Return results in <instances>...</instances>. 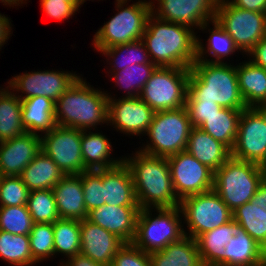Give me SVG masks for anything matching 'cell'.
Returning <instances> with one entry per match:
<instances>
[{
    "mask_svg": "<svg viewBox=\"0 0 266 266\" xmlns=\"http://www.w3.org/2000/svg\"><path fill=\"white\" fill-rule=\"evenodd\" d=\"M197 31L149 15L142 37L150 60L157 67L191 68L196 61Z\"/></svg>",
    "mask_w": 266,
    "mask_h": 266,
    "instance_id": "1",
    "label": "cell"
},
{
    "mask_svg": "<svg viewBox=\"0 0 266 266\" xmlns=\"http://www.w3.org/2000/svg\"><path fill=\"white\" fill-rule=\"evenodd\" d=\"M134 150L132 154L124 155L123 161L131 172L139 208L179 206L180 200L174 192L167 158Z\"/></svg>",
    "mask_w": 266,
    "mask_h": 266,
    "instance_id": "2",
    "label": "cell"
},
{
    "mask_svg": "<svg viewBox=\"0 0 266 266\" xmlns=\"http://www.w3.org/2000/svg\"><path fill=\"white\" fill-rule=\"evenodd\" d=\"M234 64L232 60L231 63L195 61L190 68L186 102L208 101L223 108L246 109Z\"/></svg>",
    "mask_w": 266,
    "mask_h": 266,
    "instance_id": "3",
    "label": "cell"
},
{
    "mask_svg": "<svg viewBox=\"0 0 266 266\" xmlns=\"http://www.w3.org/2000/svg\"><path fill=\"white\" fill-rule=\"evenodd\" d=\"M86 80L82 75L55 102L57 126L93 131L108 126V96Z\"/></svg>",
    "mask_w": 266,
    "mask_h": 266,
    "instance_id": "4",
    "label": "cell"
},
{
    "mask_svg": "<svg viewBox=\"0 0 266 266\" xmlns=\"http://www.w3.org/2000/svg\"><path fill=\"white\" fill-rule=\"evenodd\" d=\"M115 0L114 16L94 32L92 45L94 51L127 44L142 39L146 23L151 14L150 0Z\"/></svg>",
    "mask_w": 266,
    "mask_h": 266,
    "instance_id": "5",
    "label": "cell"
},
{
    "mask_svg": "<svg viewBox=\"0 0 266 266\" xmlns=\"http://www.w3.org/2000/svg\"><path fill=\"white\" fill-rule=\"evenodd\" d=\"M192 128L185 107L156 111L144 135L147 136L146 144L142 142L137 149L149 155L168 158L186 150Z\"/></svg>",
    "mask_w": 266,
    "mask_h": 266,
    "instance_id": "6",
    "label": "cell"
},
{
    "mask_svg": "<svg viewBox=\"0 0 266 266\" xmlns=\"http://www.w3.org/2000/svg\"><path fill=\"white\" fill-rule=\"evenodd\" d=\"M183 226L180 206L139 209L132 243L148 254L160 251L185 236Z\"/></svg>",
    "mask_w": 266,
    "mask_h": 266,
    "instance_id": "7",
    "label": "cell"
},
{
    "mask_svg": "<svg viewBox=\"0 0 266 266\" xmlns=\"http://www.w3.org/2000/svg\"><path fill=\"white\" fill-rule=\"evenodd\" d=\"M262 182L260 165L231 156L214 172L213 190L233 212L252 200Z\"/></svg>",
    "mask_w": 266,
    "mask_h": 266,
    "instance_id": "8",
    "label": "cell"
},
{
    "mask_svg": "<svg viewBox=\"0 0 266 266\" xmlns=\"http://www.w3.org/2000/svg\"><path fill=\"white\" fill-rule=\"evenodd\" d=\"M189 75L188 68L157 67L138 97L155 112L185 107Z\"/></svg>",
    "mask_w": 266,
    "mask_h": 266,
    "instance_id": "9",
    "label": "cell"
},
{
    "mask_svg": "<svg viewBox=\"0 0 266 266\" xmlns=\"http://www.w3.org/2000/svg\"><path fill=\"white\" fill-rule=\"evenodd\" d=\"M179 206L184 234L195 240L233 219V212L214 190L185 197Z\"/></svg>",
    "mask_w": 266,
    "mask_h": 266,
    "instance_id": "10",
    "label": "cell"
},
{
    "mask_svg": "<svg viewBox=\"0 0 266 266\" xmlns=\"http://www.w3.org/2000/svg\"><path fill=\"white\" fill-rule=\"evenodd\" d=\"M215 20L233 39L243 57L266 37V13L245 10L227 0H219Z\"/></svg>",
    "mask_w": 266,
    "mask_h": 266,
    "instance_id": "11",
    "label": "cell"
},
{
    "mask_svg": "<svg viewBox=\"0 0 266 266\" xmlns=\"http://www.w3.org/2000/svg\"><path fill=\"white\" fill-rule=\"evenodd\" d=\"M81 76L73 70L40 69L16 74L4 84L20 100L45 96L56 102Z\"/></svg>",
    "mask_w": 266,
    "mask_h": 266,
    "instance_id": "12",
    "label": "cell"
},
{
    "mask_svg": "<svg viewBox=\"0 0 266 266\" xmlns=\"http://www.w3.org/2000/svg\"><path fill=\"white\" fill-rule=\"evenodd\" d=\"M82 131L55 126L41 135V149L49 156L64 175H78L86 171L82 159Z\"/></svg>",
    "mask_w": 266,
    "mask_h": 266,
    "instance_id": "13",
    "label": "cell"
},
{
    "mask_svg": "<svg viewBox=\"0 0 266 266\" xmlns=\"http://www.w3.org/2000/svg\"><path fill=\"white\" fill-rule=\"evenodd\" d=\"M231 156L258 165L266 161V108L242 110Z\"/></svg>",
    "mask_w": 266,
    "mask_h": 266,
    "instance_id": "14",
    "label": "cell"
},
{
    "mask_svg": "<svg viewBox=\"0 0 266 266\" xmlns=\"http://www.w3.org/2000/svg\"><path fill=\"white\" fill-rule=\"evenodd\" d=\"M167 160L174 192L180 201L185 197L213 190L214 171L186 150L168 157Z\"/></svg>",
    "mask_w": 266,
    "mask_h": 266,
    "instance_id": "15",
    "label": "cell"
},
{
    "mask_svg": "<svg viewBox=\"0 0 266 266\" xmlns=\"http://www.w3.org/2000/svg\"><path fill=\"white\" fill-rule=\"evenodd\" d=\"M105 92L108 96V126L126 137L143 138L152 123L155 111L139 97L117 99L116 94Z\"/></svg>",
    "mask_w": 266,
    "mask_h": 266,
    "instance_id": "16",
    "label": "cell"
},
{
    "mask_svg": "<svg viewBox=\"0 0 266 266\" xmlns=\"http://www.w3.org/2000/svg\"><path fill=\"white\" fill-rule=\"evenodd\" d=\"M151 13L171 23L191 27L193 30L215 20L219 0H150ZM156 3V5H155Z\"/></svg>",
    "mask_w": 266,
    "mask_h": 266,
    "instance_id": "17",
    "label": "cell"
},
{
    "mask_svg": "<svg viewBox=\"0 0 266 266\" xmlns=\"http://www.w3.org/2000/svg\"><path fill=\"white\" fill-rule=\"evenodd\" d=\"M41 151V136L34 133L0 142V176H19Z\"/></svg>",
    "mask_w": 266,
    "mask_h": 266,
    "instance_id": "18",
    "label": "cell"
},
{
    "mask_svg": "<svg viewBox=\"0 0 266 266\" xmlns=\"http://www.w3.org/2000/svg\"><path fill=\"white\" fill-rule=\"evenodd\" d=\"M80 235V253L104 266H111L116 252L125 244L113 233L87 219L80 221Z\"/></svg>",
    "mask_w": 266,
    "mask_h": 266,
    "instance_id": "19",
    "label": "cell"
},
{
    "mask_svg": "<svg viewBox=\"0 0 266 266\" xmlns=\"http://www.w3.org/2000/svg\"><path fill=\"white\" fill-rule=\"evenodd\" d=\"M139 206L103 204L88 212L87 220L113 233L124 243H132L136 235Z\"/></svg>",
    "mask_w": 266,
    "mask_h": 266,
    "instance_id": "20",
    "label": "cell"
},
{
    "mask_svg": "<svg viewBox=\"0 0 266 266\" xmlns=\"http://www.w3.org/2000/svg\"><path fill=\"white\" fill-rule=\"evenodd\" d=\"M211 25L213 28L210 27ZM200 30L202 33L209 32V37L204 44V39L202 40L200 38V34L197 35L196 61L230 63V59L233 55L237 52V54L241 53L235 46L233 39L216 20L203 24L199 28V33H201ZM227 60H229V62Z\"/></svg>",
    "mask_w": 266,
    "mask_h": 266,
    "instance_id": "21",
    "label": "cell"
},
{
    "mask_svg": "<svg viewBox=\"0 0 266 266\" xmlns=\"http://www.w3.org/2000/svg\"><path fill=\"white\" fill-rule=\"evenodd\" d=\"M61 219L83 220L87 218L82 189V173L65 175L52 189Z\"/></svg>",
    "mask_w": 266,
    "mask_h": 266,
    "instance_id": "22",
    "label": "cell"
},
{
    "mask_svg": "<svg viewBox=\"0 0 266 266\" xmlns=\"http://www.w3.org/2000/svg\"><path fill=\"white\" fill-rule=\"evenodd\" d=\"M104 204L138 206L131 172L124 161L103 169Z\"/></svg>",
    "mask_w": 266,
    "mask_h": 266,
    "instance_id": "23",
    "label": "cell"
},
{
    "mask_svg": "<svg viewBox=\"0 0 266 266\" xmlns=\"http://www.w3.org/2000/svg\"><path fill=\"white\" fill-rule=\"evenodd\" d=\"M83 130L81 138L82 159L87 170L107 169L117 166L123 161V155L113 157L111 139L102 131Z\"/></svg>",
    "mask_w": 266,
    "mask_h": 266,
    "instance_id": "24",
    "label": "cell"
},
{
    "mask_svg": "<svg viewBox=\"0 0 266 266\" xmlns=\"http://www.w3.org/2000/svg\"><path fill=\"white\" fill-rule=\"evenodd\" d=\"M186 151L214 172L231 157V150L198 127H193Z\"/></svg>",
    "mask_w": 266,
    "mask_h": 266,
    "instance_id": "25",
    "label": "cell"
},
{
    "mask_svg": "<svg viewBox=\"0 0 266 266\" xmlns=\"http://www.w3.org/2000/svg\"><path fill=\"white\" fill-rule=\"evenodd\" d=\"M240 94L247 107L266 108V70L249 59L236 62Z\"/></svg>",
    "mask_w": 266,
    "mask_h": 266,
    "instance_id": "26",
    "label": "cell"
},
{
    "mask_svg": "<svg viewBox=\"0 0 266 266\" xmlns=\"http://www.w3.org/2000/svg\"><path fill=\"white\" fill-rule=\"evenodd\" d=\"M238 229V224L232 219L196 239L204 266H225V246Z\"/></svg>",
    "mask_w": 266,
    "mask_h": 266,
    "instance_id": "27",
    "label": "cell"
},
{
    "mask_svg": "<svg viewBox=\"0 0 266 266\" xmlns=\"http://www.w3.org/2000/svg\"><path fill=\"white\" fill-rule=\"evenodd\" d=\"M22 125L27 133L42 135L55 126V101L45 96L21 100Z\"/></svg>",
    "mask_w": 266,
    "mask_h": 266,
    "instance_id": "28",
    "label": "cell"
},
{
    "mask_svg": "<svg viewBox=\"0 0 266 266\" xmlns=\"http://www.w3.org/2000/svg\"><path fill=\"white\" fill-rule=\"evenodd\" d=\"M225 266H266V251L238 229L225 246Z\"/></svg>",
    "mask_w": 266,
    "mask_h": 266,
    "instance_id": "29",
    "label": "cell"
},
{
    "mask_svg": "<svg viewBox=\"0 0 266 266\" xmlns=\"http://www.w3.org/2000/svg\"><path fill=\"white\" fill-rule=\"evenodd\" d=\"M149 257L151 266H204L196 240L186 235Z\"/></svg>",
    "mask_w": 266,
    "mask_h": 266,
    "instance_id": "30",
    "label": "cell"
},
{
    "mask_svg": "<svg viewBox=\"0 0 266 266\" xmlns=\"http://www.w3.org/2000/svg\"><path fill=\"white\" fill-rule=\"evenodd\" d=\"M29 191L53 189L65 176L55 162L43 151L23 169L19 175Z\"/></svg>",
    "mask_w": 266,
    "mask_h": 266,
    "instance_id": "31",
    "label": "cell"
},
{
    "mask_svg": "<svg viewBox=\"0 0 266 266\" xmlns=\"http://www.w3.org/2000/svg\"><path fill=\"white\" fill-rule=\"evenodd\" d=\"M5 88H4V87ZM26 133L22 125L21 100L6 85L0 86V142Z\"/></svg>",
    "mask_w": 266,
    "mask_h": 266,
    "instance_id": "32",
    "label": "cell"
},
{
    "mask_svg": "<svg viewBox=\"0 0 266 266\" xmlns=\"http://www.w3.org/2000/svg\"><path fill=\"white\" fill-rule=\"evenodd\" d=\"M241 114L242 110L239 109L222 108L219 113L207 117L198 128L232 150L236 142Z\"/></svg>",
    "mask_w": 266,
    "mask_h": 266,
    "instance_id": "33",
    "label": "cell"
},
{
    "mask_svg": "<svg viewBox=\"0 0 266 266\" xmlns=\"http://www.w3.org/2000/svg\"><path fill=\"white\" fill-rule=\"evenodd\" d=\"M99 53L109 65L106 66L109 70L104 69L106 72L121 71L132 64H153L142 39L102 49Z\"/></svg>",
    "mask_w": 266,
    "mask_h": 266,
    "instance_id": "34",
    "label": "cell"
},
{
    "mask_svg": "<svg viewBox=\"0 0 266 266\" xmlns=\"http://www.w3.org/2000/svg\"><path fill=\"white\" fill-rule=\"evenodd\" d=\"M54 257L59 255V266L64 261L80 253L81 235L80 221L75 219H58L53 223ZM65 260H64V259Z\"/></svg>",
    "mask_w": 266,
    "mask_h": 266,
    "instance_id": "35",
    "label": "cell"
},
{
    "mask_svg": "<svg viewBox=\"0 0 266 266\" xmlns=\"http://www.w3.org/2000/svg\"><path fill=\"white\" fill-rule=\"evenodd\" d=\"M156 68L155 64H132L121 71L107 72V76L116 85L113 87L124 92L121 97H138Z\"/></svg>",
    "mask_w": 266,
    "mask_h": 266,
    "instance_id": "36",
    "label": "cell"
},
{
    "mask_svg": "<svg viewBox=\"0 0 266 266\" xmlns=\"http://www.w3.org/2000/svg\"><path fill=\"white\" fill-rule=\"evenodd\" d=\"M233 220L266 251V211L251 201L233 211Z\"/></svg>",
    "mask_w": 266,
    "mask_h": 266,
    "instance_id": "37",
    "label": "cell"
},
{
    "mask_svg": "<svg viewBox=\"0 0 266 266\" xmlns=\"http://www.w3.org/2000/svg\"><path fill=\"white\" fill-rule=\"evenodd\" d=\"M0 258L11 266L38 265L32 258L29 235L0 230Z\"/></svg>",
    "mask_w": 266,
    "mask_h": 266,
    "instance_id": "38",
    "label": "cell"
},
{
    "mask_svg": "<svg viewBox=\"0 0 266 266\" xmlns=\"http://www.w3.org/2000/svg\"><path fill=\"white\" fill-rule=\"evenodd\" d=\"M27 207L34 223L53 224L60 219L52 189L30 191Z\"/></svg>",
    "mask_w": 266,
    "mask_h": 266,
    "instance_id": "39",
    "label": "cell"
},
{
    "mask_svg": "<svg viewBox=\"0 0 266 266\" xmlns=\"http://www.w3.org/2000/svg\"><path fill=\"white\" fill-rule=\"evenodd\" d=\"M29 239L32 258L36 263L51 261L54 258V232L52 223H34L29 233Z\"/></svg>",
    "mask_w": 266,
    "mask_h": 266,
    "instance_id": "40",
    "label": "cell"
},
{
    "mask_svg": "<svg viewBox=\"0 0 266 266\" xmlns=\"http://www.w3.org/2000/svg\"><path fill=\"white\" fill-rule=\"evenodd\" d=\"M33 225L27 205L0 207V230L14 235H29Z\"/></svg>",
    "mask_w": 266,
    "mask_h": 266,
    "instance_id": "41",
    "label": "cell"
},
{
    "mask_svg": "<svg viewBox=\"0 0 266 266\" xmlns=\"http://www.w3.org/2000/svg\"><path fill=\"white\" fill-rule=\"evenodd\" d=\"M29 192L20 176H0V207L27 205Z\"/></svg>",
    "mask_w": 266,
    "mask_h": 266,
    "instance_id": "42",
    "label": "cell"
},
{
    "mask_svg": "<svg viewBox=\"0 0 266 266\" xmlns=\"http://www.w3.org/2000/svg\"><path fill=\"white\" fill-rule=\"evenodd\" d=\"M82 189L87 213L104 204L103 169L82 173Z\"/></svg>",
    "mask_w": 266,
    "mask_h": 266,
    "instance_id": "43",
    "label": "cell"
},
{
    "mask_svg": "<svg viewBox=\"0 0 266 266\" xmlns=\"http://www.w3.org/2000/svg\"><path fill=\"white\" fill-rule=\"evenodd\" d=\"M111 266H151L149 254L133 243H125L115 254Z\"/></svg>",
    "mask_w": 266,
    "mask_h": 266,
    "instance_id": "44",
    "label": "cell"
},
{
    "mask_svg": "<svg viewBox=\"0 0 266 266\" xmlns=\"http://www.w3.org/2000/svg\"><path fill=\"white\" fill-rule=\"evenodd\" d=\"M39 2L40 9L45 15L59 22L72 19L81 8L77 2H63V0H39Z\"/></svg>",
    "mask_w": 266,
    "mask_h": 266,
    "instance_id": "45",
    "label": "cell"
},
{
    "mask_svg": "<svg viewBox=\"0 0 266 266\" xmlns=\"http://www.w3.org/2000/svg\"><path fill=\"white\" fill-rule=\"evenodd\" d=\"M185 108L193 127H198L207 117L219 113L223 108L215 102H185Z\"/></svg>",
    "mask_w": 266,
    "mask_h": 266,
    "instance_id": "46",
    "label": "cell"
},
{
    "mask_svg": "<svg viewBox=\"0 0 266 266\" xmlns=\"http://www.w3.org/2000/svg\"><path fill=\"white\" fill-rule=\"evenodd\" d=\"M266 70V37L261 39L244 57Z\"/></svg>",
    "mask_w": 266,
    "mask_h": 266,
    "instance_id": "47",
    "label": "cell"
},
{
    "mask_svg": "<svg viewBox=\"0 0 266 266\" xmlns=\"http://www.w3.org/2000/svg\"><path fill=\"white\" fill-rule=\"evenodd\" d=\"M235 7L245 10L266 13V0H227Z\"/></svg>",
    "mask_w": 266,
    "mask_h": 266,
    "instance_id": "48",
    "label": "cell"
},
{
    "mask_svg": "<svg viewBox=\"0 0 266 266\" xmlns=\"http://www.w3.org/2000/svg\"><path fill=\"white\" fill-rule=\"evenodd\" d=\"M6 15L0 13V51L5 44L8 43V39L13 35L12 20ZM7 42V43H6Z\"/></svg>",
    "mask_w": 266,
    "mask_h": 266,
    "instance_id": "49",
    "label": "cell"
},
{
    "mask_svg": "<svg viewBox=\"0 0 266 266\" xmlns=\"http://www.w3.org/2000/svg\"><path fill=\"white\" fill-rule=\"evenodd\" d=\"M60 266H104L102 264L96 263L87 256L79 253L75 256L64 261Z\"/></svg>",
    "mask_w": 266,
    "mask_h": 266,
    "instance_id": "50",
    "label": "cell"
},
{
    "mask_svg": "<svg viewBox=\"0 0 266 266\" xmlns=\"http://www.w3.org/2000/svg\"><path fill=\"white\" fill-rule=\"evenodd\" d=\"M251 202L266 211V184L264 182L258 187Z\"/></svg>",
    "mask_w": 266,
    "mask_h": 266,
    "instance_id": "51",
    "label": "cell"
},
{
    "mask_svg": "<svg viewBox=\"0 0 266 266\" xmlns=\"http://www.w3.org/2000/svg\"><path fill=\"white\" fill-rule=\"evenodd\" d=\"M261 171H262V181L266 184V161H264L261 165Z\"/></svg>",
    "mask_w": 266,
    "mask_h": 266,
    "instance_id": "52",
    "label": "cell"
},
{
    "mask_svg": "<svg viewBox=\"0 0 266 266\" xmlns=\"http://www.w3.org/2000/svg\"><path fill=\"white\" fill-rule=\"evenodd\" d=\"M86 1H94V0H77V3H78V5H79L80 7H82V5H84V3H85ZM98 1H100V0H98ZM102 1H103V0H102Z\"/></svg>",
    "mask_w": 266,
    "mask_h": 266,
    "instance_id": "53",
    "label": "cell"
},
{
    "mask_svg": "<svg viewBox=\"0 0 266 266\" xmlns=\"http://www.w3.org/2000/svg\"><path fill=\"white\" fill-rule=\"evenodd\" d=\"M63 2H77V0H63Z\"/></svg>",
    "mask_w": 266,
    "mask_h": 266,
    "instance_id": "54",
    "label": "cell"
}]
</instances>
